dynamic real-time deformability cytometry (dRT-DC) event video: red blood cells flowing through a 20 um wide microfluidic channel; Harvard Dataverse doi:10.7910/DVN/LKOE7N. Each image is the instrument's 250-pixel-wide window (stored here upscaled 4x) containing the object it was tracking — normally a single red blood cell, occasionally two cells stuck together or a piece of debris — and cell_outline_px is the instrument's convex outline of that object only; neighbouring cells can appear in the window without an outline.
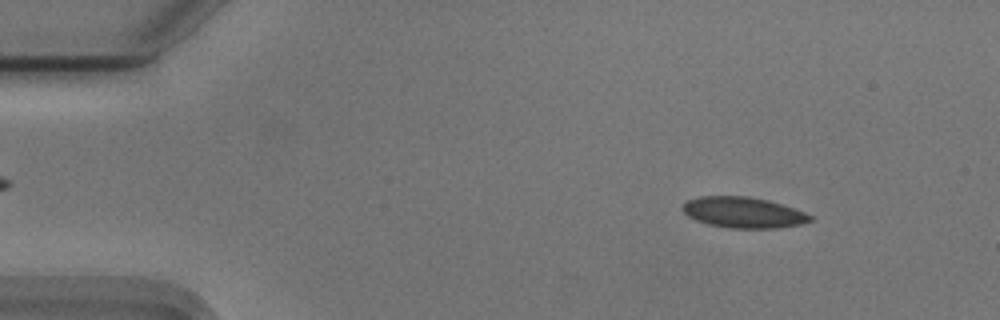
{"species": "Egyptian fruit bat (a non-hibernating species)", "species_latin": "Rousettus aegyptiacus", "temperature_condition": "cold", "stored_images_in_passage": 53, "camera_frame_rate_fps": 3000, "um_per_image_px": 0.085, "animal": {"sex": "male"}, "frame": {"image": 1, "passage_image": 6, "time_ms": 1.667, "image_size_px": [1000, 320], "cell_outline_px": [[812, 220], [800, 224], [776, 228], [728, 228], [708, 224], [696, 220], [688, 216], [680, 208], [688, 200], [700, 196], [748, 196], [768, 200], [804, 212], [812, 216]], "centroid_in_image_um": [63.15, 18.06], "position_along_channel_um": 21.9, "area_um2": 22.77}}
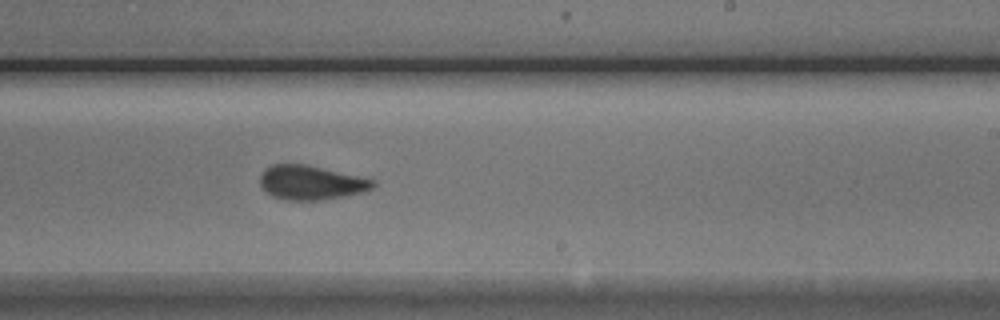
{"frame": {"image": 2, "passage_image": 32, "time_ms": 10.333, "image_size_px": [1000, 320], "cell_outline_px": [[376, 184], [372, 188], [364, 192], [344, 196], [320, 200], [284, 200], [272, 196], [260, 184], [260, 172], [264, 168], [272, 164], [308, 164], [376, 180]], "centroid_in_image_um": [26.43, 15.51], "position_along_channel_um": 262.6, "area_um2": 22.72}}
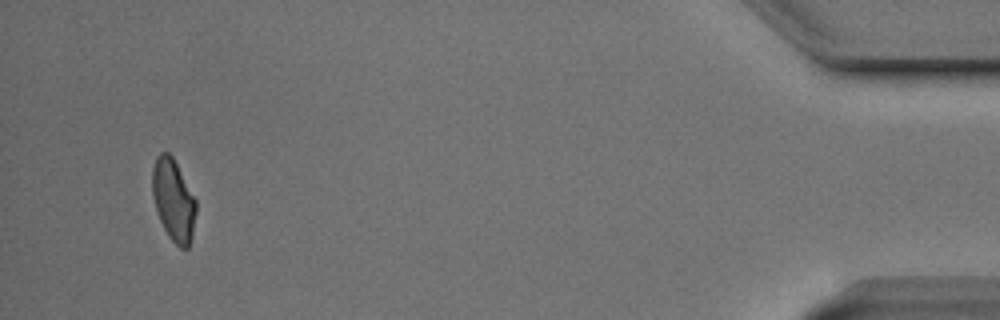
{"frame": {"image": 3, "passage_image": 51, "time_ms": 16.667, "image_size_px": [1000, 320], "cell_outline_px": [[196, 212], [192, 236], [188, 248], [180, 248], [168, 236], [160, 220], [152, 196], [152, 168], [156, 156], [160, 152], [168, 152], [172, 156], [196, 200]], "centroid_in_image_um": [14.73, 17.0], "position_along_channel_um": 420.5, "area_um2": 20.75}}